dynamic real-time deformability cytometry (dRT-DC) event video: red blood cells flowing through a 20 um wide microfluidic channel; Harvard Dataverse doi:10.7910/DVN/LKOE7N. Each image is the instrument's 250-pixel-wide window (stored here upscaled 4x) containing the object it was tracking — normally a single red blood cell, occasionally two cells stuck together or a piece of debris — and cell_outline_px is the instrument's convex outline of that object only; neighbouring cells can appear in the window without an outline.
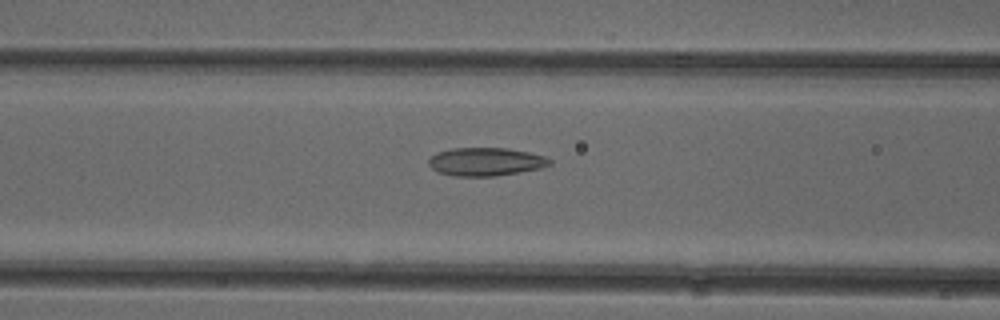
{"species": "common noctule bat (a hibernating species)", "species_latin": "Nyctalus noctula", "temperature_condition": "cold", "stored_images_in_passage": 52, "camera_frame_rate_fps": 3000, "um_per_image_px": 0.085, "animal": {"sex": "female"}, "frame": {"image": 1, "passage_image": 21, "time_ms": 6.667, "image_size_px": [1000, 320], "cell_outline_px": [[552, 164], [540, 168], [520, 172], [496, 176], [452, 176], [440, 172], [432, 168], [428, 164], [428, 160], [436, 152], [452, 148], [508, 148], [528, 152], [544, 156], [552, 160]], "centroid_in_image_um": [41.29, 13.74], "position_along_channel_um": 125.3, "area_um2": 19.94}}
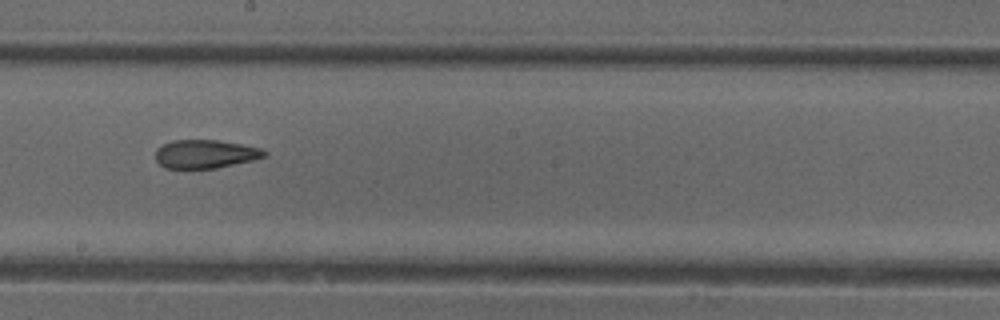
{"frame": {"image": 2, "passage_image": 29, "time_ms": 9.333, "image_size_px": [1000, 320], "cell_outline_px": [[268, 156], [252, 160], [216, 168], [164, 168], [156, 160], [156, 148], [160, 144], [172, 140], [216, 140], [264, 148], [268, 152]], "centroid_in_image_um": [17.46, 13.08], "position_along_channel_um": 230.7, "area_um2": 18.21}}
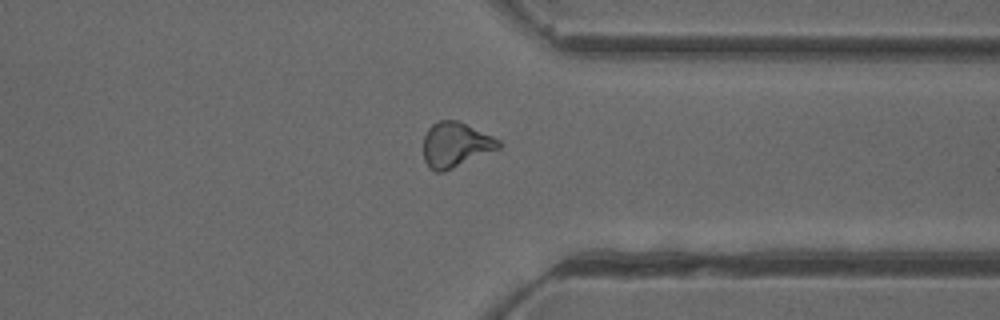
{"frame": {"image": 3, "passage_image": 40, "time_ms": 13.0, "image_size_px": [1000, 320], "cell_outline_px": [[504, 144], [500, 148], [444, 172], [436, 172], [424, 160], [424, 136], [428, 128], [432, 124], [440, 120], [460, 120], [500, 140]], "centroid_in_image_um": [38.75, 12.28], "position_along_channel_um": 372.7, "area_um2": 19.77}, "authors_computed_cell_mechanics": {"area_um2": 19.8543, "velocity_mm_per_s": 3.9406, "shape_relaxation_time_tau1_ms": 8.6251, "shape_relaxation_time_tau2_ms": 2.4493, "deformation_change_tau1": 0.185, "deformation_change_tau2": 0.1003}}